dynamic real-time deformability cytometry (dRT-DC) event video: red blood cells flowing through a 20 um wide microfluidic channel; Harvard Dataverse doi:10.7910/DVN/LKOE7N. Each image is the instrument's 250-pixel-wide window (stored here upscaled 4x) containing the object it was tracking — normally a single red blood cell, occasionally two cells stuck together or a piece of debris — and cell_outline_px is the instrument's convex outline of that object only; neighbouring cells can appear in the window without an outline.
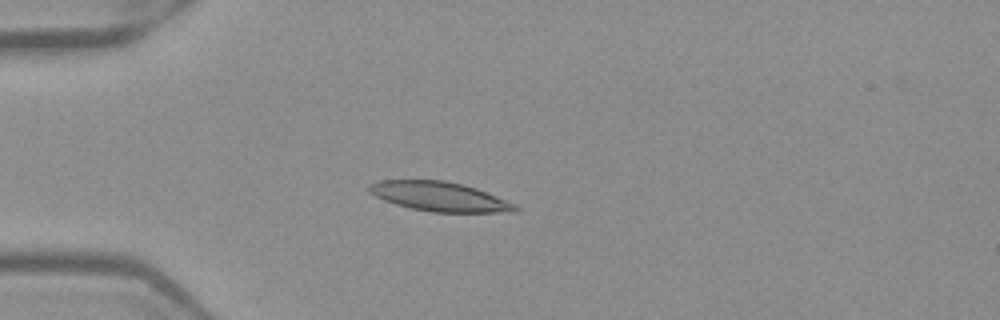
{"species": "Egyptian fruit bat (a non-hibernating species)", "species_latin": "Rousettus aegyptiacus", "temperature_condition": "warm", "stored_images_in_passage": 52, "camera_frame_rate_fps": 3000, "um_per_image_px": 0.085, "frame": {"image": 1, "passage_image": 15, "time_ms": 4.667, "image_size_px": [1000, 320], "cell_outline_px": [[520, 208], [516, 212], [432, 212], [412, 208], [396, 204], [384, 200], [368, 192], [368, 184], [380, 180], [444, 180], [464, 184], [476, 188], [516, 204]], "centroid_in_image_um": [37.36, 16.7], "position_along_channel_um": 47.6, "area_um2": 25.03}}
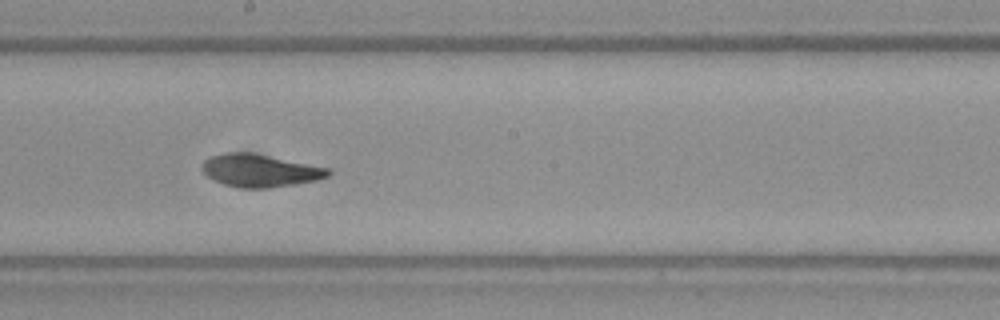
{"frame": {"image": 2, "passage_image": 30, "time_ms": 9.667, "image_size_px": [1000, 320], "cell_outline_px": [[332, 172], [328, 176], [316, 180], [268, 188], [240, 188], [224, 184], [208, 176], [200, 168], [204, 160], [208, 156], [224, 152], [248, 152], [332, 168]], "centroid_in_image_um": [22.09, 14.48], "position_along_channel_um": 226.1, "area_um2": 23.99}}
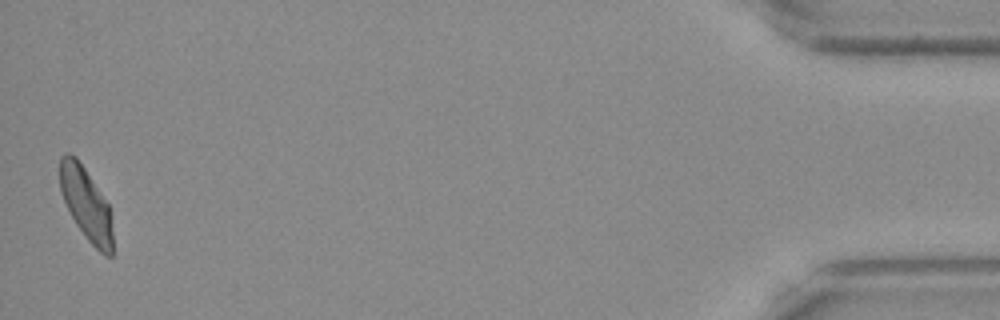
{"frame": {"image": 3, "passage_image": 52, "time_ms": 17.0, "image_size_px": [1000, 320], "cell_outline_px": [[112, 256], [104, 256], [88, 240], [76, 224], [60, 192], [60, 156], [64, 152], [68, 152], [76, 156], [108, 204], [112, 232]], "centroid_in_image_um": [7.3, 17.31], "position_along_channel_um": 427.9, "area_um2": 21.96}, "authors_computed_cell_mechanics": {"area_um2": 23.8425, "velocity_mm_per_s": 3.9514, "shape_relaxation_time_tau1_ms": 7.7967, "shape_relaxation_time_tau2_ms": 1.9128, "deformation_change_tau1": 0.209, "deformation_change_tau2": 0.0784}}